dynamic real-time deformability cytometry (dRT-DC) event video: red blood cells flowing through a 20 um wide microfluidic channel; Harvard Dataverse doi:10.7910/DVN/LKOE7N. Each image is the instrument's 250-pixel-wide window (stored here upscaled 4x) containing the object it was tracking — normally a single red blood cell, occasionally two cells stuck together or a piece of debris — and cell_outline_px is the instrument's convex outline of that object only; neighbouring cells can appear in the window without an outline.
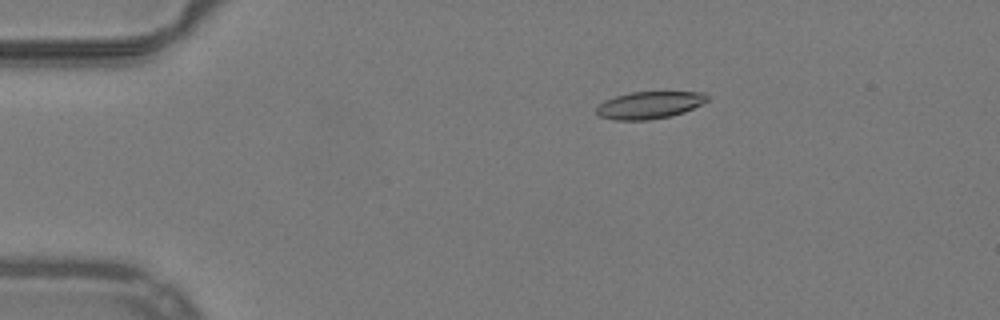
{"species": "common noctule bat (a hibernating species)", "species_latin": "Nyctalus noctula", "temperature_condition": "warm", "stored_images_in_passage": 43, "camera_frame_rate_fps": 3000, "um_per_image_px": 0.085, "animal": {"sex": "male", "body_mass_g": 19.2, "forearm_length_mm": 51.8}, "frame": {"image": 1, "passage_image": 1, "time_ms": 0.0, "image_size_px": [1000, 320], "cell_outline_px": [[708, 100], [684, 112], [672, 116], [648, 120], [616, 120], [600, 116], [596, 112], [596, 108], [604, 100], [616, 96], [632, 92], [704, 92], [708, 96]], "centroid_in_image_um": [55.19, 8.93], "position_along_channel_um": 29.8, "area_um2": 17.46}}
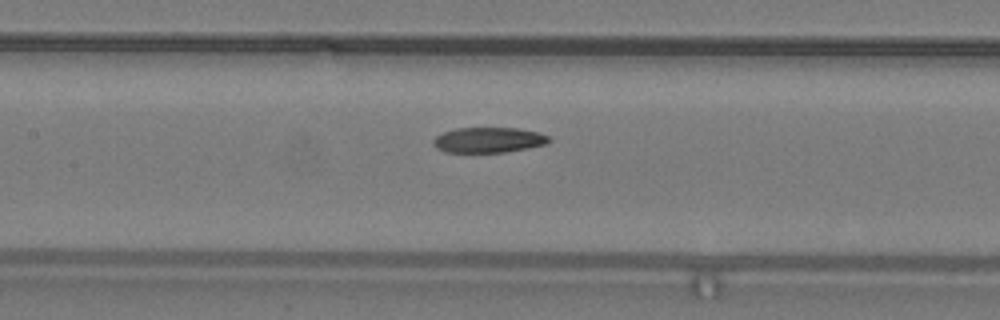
{"frame": {"image": 2, "passage_image": 16, "time_ms": 5.0, "image_size_px": [1000, 320], "cell_outline_px": [[552, 140], [548, 144], [528, 148], [504, 152], [444, 152], [436, 148], [432, 144], [432, 140], [436, 136], [444, 132], [456, 128], [520, 128], [540, 132], [548, 136]], "centroid_in_image_um": [41.55, 11.89], "position_along_channel_um": 165.9, "area_um2": 17.28}}
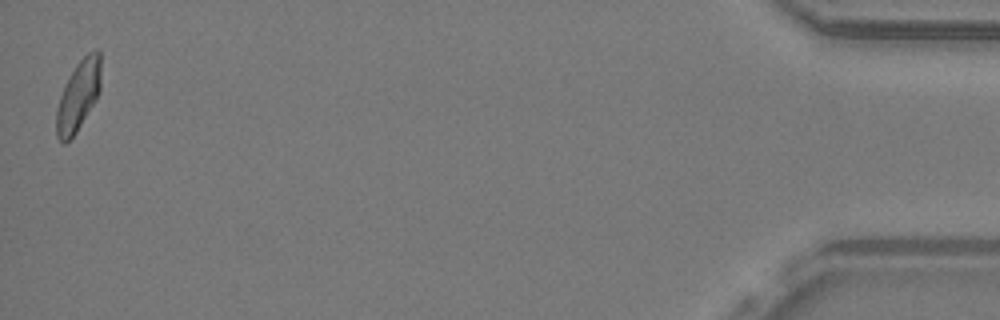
{"frame": {"image": 3, "passage_image": 43, "time_ms": 14.0, "image_size_px": [1000, 320], "cell_outline_px": [[100, 92], [76, 132], [64, 144], [60, 144], [56, 136], [56, 108], [64, 84], [76, 64], [88, 52], [96, 48], [100, 48]], "centroid_in_image_um": [6.64, 8.12], "position_along_channel_um": 428.6, "area_um2": 18.32}, "authors_computed_cell_mechanics": {"area_um2": 18.2648, "velocity_mm_per_s": 3.9675, "shape_relaxation_time_tau1_ms": 9.4705, "shape_relaxation_time_tau2_ms": 4.0778, "deformation_change_tau1": 0.2174, "deformation_change_tau2": 0.1077}}